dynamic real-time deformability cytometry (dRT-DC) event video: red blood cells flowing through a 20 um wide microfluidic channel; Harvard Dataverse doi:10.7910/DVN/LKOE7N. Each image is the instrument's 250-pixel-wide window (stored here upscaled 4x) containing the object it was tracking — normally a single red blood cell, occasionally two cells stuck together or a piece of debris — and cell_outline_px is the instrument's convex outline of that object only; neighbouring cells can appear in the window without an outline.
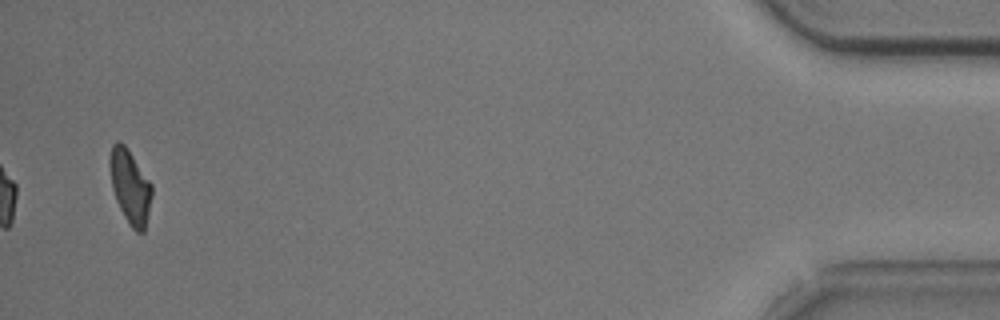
{"species": "common noctule bat (a hibernating species)", "species_latin": "Nyctalus noctula", "temperature_condition": "cold", "stored_images_in_passage": 41, "camera_frame_rate_fps": 3000, "um_per_image_px": 0.085, "animal": {"sex": "male", "body_mass_g": 20.5, "forearm_length_mm": 52.5}, "frame": {"image": 1, "passage_image": 41, "time_ms": 13.333, "image_size_px": [1000, 320], "cell_outline_px": [[152, 196], [144, 232], [136, 232], [128, 224], [116, 200], [112, 188], [108, 160], [112, 144], [116, 140], [120, 140], [124, 144], [152, 184]], "centroid_in_image_um": [11.04, 15.85], "position_along_channel_um": 424.2, "area_um2": 18.15}, "authors_computed_cell_mechanics": {"area_um2": 19.5364, "velocity_mm_per_s": 3.7026, "shape_relaxation_time_tau1_ms": 5.3599, "shape_relaxation_time_tau2_ms": null, "deformation_change_tau1": 0.137, "deformation_change_tau2": null}}